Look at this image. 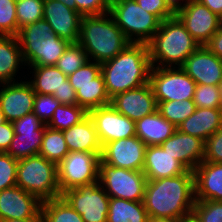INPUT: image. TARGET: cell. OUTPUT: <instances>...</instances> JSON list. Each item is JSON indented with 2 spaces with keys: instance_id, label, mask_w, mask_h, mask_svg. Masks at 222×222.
Returning a JSON list of instances; mask_svg holds the SVG:
<instances>
[{
  "instance_id": "1",
  "label": "cell",
  "mask_w": 222,
  "mask_h": 222,
  "mask_svg": "<svg viewBox=\"0 0 222 222\" xmlns=\"http://www.w3.org/2000/svg\"><path fill=\"white\" fill-rule=\"evenodd\" d=\"M195 201L194 171L147 180L143 203L149 218L180 219L193 212Z\"/></svg>"
},
{
  "instance_id": "2",
  "label": "cell",
  "mask_w": 222,
  "mask_h": 222,
  "mask_svg": "<svg viewBox=\"0 0 222 222\" xmlns=\"http://www.w3.org/2000/svg\"><path fill=\"white\" fill-rule=\"evenodd\" d=\"M151 68L148 46L144 43H129L113 59L102 63L101 73L110 99L149 83Z\"/></svg>"
},
{
  "instance_id": "3",
  "label": "cell",
  "mask_w": 222,
  "mask_h": 222,
  "mask_svg": "<svg viewBox=\"0 0 222 222\" xmlns=\"http://www.w3.org/2000/svg\"><path fill=\"white\" fill-rule=\"evenodd\" d=\"M78 43L90 61L102 64L113 59L130 42L108 12L103 15L82 16Z\"/></svg>"
},
{
  "instance_id": "4",
  "label": "cell",
  "mask_w": 222,
  "mask_h": 222,
  "mask_svg": "<svg viewBox=\"0 0 222 222\" xmlns=\"http://www.w3.org/2000/svg\"><path fill=\"white\" fill-rule=\"evenodd\" d=\"M147 46L152 67H181L200 45L174 15L160 23Z\"/></svg>"
},
{
  "instance_id": "5",
  "label": "cell",
  "mask_w": 222,
  "mask_h": 222,
  "mask_svg": "<svg viewBox=\"0 0 222 222\" xmlns=\"http://www.w3.org/2000/svg\"><path fill=\"white\" fill-rule=\"evenodd\" d=\"M17 38L27 67L55 66L70 44L56 35L45 19L21 28Z\"/></svg>"
},
{
  "instance_id": "6",
  "label": "cell",
  "mask_w": 222,
  "mask_h": 222,
  "mask_svg": "<svg viewBox=\"0 0 222 222\" xmlns=\"http://www.w3.org/2000/svg\"><path fill=\"white\" fill-rule=\"evenodd\" d=\"M16 184L41 202L61 196L57 165L39 154L18 160Z\"/></svg>"
},
{
  "instance_id": "7",
  "label": "cell",
  "mask_w": 222,
  "mask_h": 222,
  "mask_svg": "<svg viewBox=\"0 0 222 222\" xmlns=\"http://www.w3.org/2000/svg\"><path fill=\"white\" fill-rule=\"evenodd\" d=\"M109 13L130 43L147 44L161 23L135 0H111Z\"/></svg>"
},
{
  "instance_id": "8",
  "label": "cell",
  "mask_w": 222,
  "mask_h": 222,
  "mask_svg": "<svg viewBox=\"0 0 222 222\" xmlns=\"http://www.w3.org/2000/svg\"><path fill=\"white\" fill-rule=\"evenodd\" d=\"M99 182L110 198L143 202L147 178L142 171L99 162Z\"/></svg>"
},
{
  "instance_id": "9",
  "label": "cell",
  "mask_w": 222,
  "mask_h": 222,
  "mask_svg": "<svg viewBox=\"0 0 222 222\" xmlns=\"http://www.w3.org/2000/svg\"><path fill=\"white\" fill-rule=\"evenodd\" d=\"M101 154L102 152H69L57 165L61 194L68 189L98 181Z\"/></svg>"
},
{
  "instance_id": "10",
  "label": "cell",
  "mask_w": 222,
  "mask_h": 222,
  "mask_svg": "<svg viewBox=\"0 0 222 222\" xmlns=\"http://www.w3.org/2000/svg\"><path fill=\"white\" fill-rule=\"evenodd\" d=\"M149 83L156 102L193 99L197 86L181 67H152Z\"/></svg>"
},
{
  "instance_id": "11",
  "label": "cell",
  "mask_w": 222,
  "mask_h": 222,
  "mask_svg": "<svg viewBox=\"0 0 222 222\" xmlns=\"http://www.w3.org/2000/svg\"><path fill=\"white\" fill-rule=\"evenodd\" d=\"M61 196L81 215L84 222H107L110 197L100 186L99 180L68 189Z\"/></svg>"
},
{
  "instance_id": "12",
  "label": "cell",
  "mask_w": 222,
  "mask_h": 222,
  "mask_svg": "<svg viewBox=\"0 0 222 222\" xmlns=\"http://www.w3.org/2000/svg\"><path fill=\"white\" fill-rule=\"evenodd\" d=\"M12 124L15 135L6 153L17 160L38 155L46 124L33 112Z\"/></svg>"
},
{
  "instance_id": "13",
  "label": "cell",
  "mask_w": 222,
  "mask_h": 222,
  "mask_svg": "<svg viewBox=\"0 0 222 222\" xmlns=\"http://www.w3.org/2000/svg\"><path fill=\"white\" fill-rule=\"evenodd\" d=\"M102 147L109 142L136 136V122L116 111L111 104L88 112Z\"/></svg>"
},
{
  "instance_id": "14",
  "label": "cell",
  "mask_w": 222,
  "mask_h": 222,
  "mask_svg": "<svg viewBox=\"0 0 222 222\" xmlns=\"http://www.w3.org/2000/svg\"><path fill=\"white\" fill-rule=\"evenodd\" d=\"M175 15L200 46H205L221 26V17L198 0H189Z\"/></svg>"
},
{
  "instance_id": "15",
  "label": "cell",
  "mask_w": 222,
  "mask_h": 222,
  "mask_svg": "<svg viewBox=\"0 0 222 222\" xmlns=\"http://www.w3.org/2000/svg\"><path fill=\"white\" fill-rule=\"evenodd\" d=\"M146 144L137 136L106 143L101 160L110 165L133 171H142Z\"/></svg>"
},
{
  "instance_id": "16",
  "label": "cell",
  "mask_w": 222,
  "mask_h": 222,
  "mask_svg": "<svg viewBox=\"0 0 222 222\" xmlns=\"http://www.w3.org/2000/svg\"><path fill=\"white\" fill-rule=\"evenodd\" d=\"M35 94L31 84L22 79L0 84V109L6 120L14 122L32 113Z\"/></svg>"
},
{
  "instance_id": "17",
  "label": "cell",
  "mask_w": 222,
  "mask_h": 222,
  "mask_svg": "<svg viewBox=\"0 0 222 222\" xmlns=\"http://www.w3.org/2000/svg\"><path fill=\"white\" fill-rule=\"evenodd\" d=\"M110 104L116 111L135 122L157 110L150 83L115 95Z\"/></svg>"
},
{
  "instance_id": "18",
  "label": "cell",
  "mask_w": 222,
  "mask_h": 222,
  "mask_svg": "<svg viewBox=\"0 0 222 222\" xmlns=\"http://www.w3.org/2000/svg\"><path fill=\"white\" fill-rule=\"evenodd\" d=\"M181 68L197 85H219L222 81V60L206 46H199L191 53Z\"/></svg>"
},
{
  "instance_id": "19",
  "label": "cell",
  "mask_w": 222,
  "mask_h": 222,
  "mask_svg": "<svg viewBox=\"0 0 222 222\" xmlns=\"http://www.w3.org/2000/svg\"><path fill=\"white\" fill-rule=\"evenodd\" d=\"M82 16L56 0H45L43 19L51 26L52 30L60 38L69 43H78L80 35V22Z\"/></svg>"
},
{
  "instance_id": "20",
  "label": "cell",
  "mask_w": 222,
  "mask_h": 222,
  "mask_svg": "<svg viewBox=\"0 0 222 222\" xmlns=\"http://www.w3.org/2000/svg\"><path fill=\"white\" fill-rule=\"evenodd\" d=\"M165 152L178 160L187 170L194 169L203 162L205 156V141L196 136L175 130L173 135L161 145Z\"/></svg>"
},
{
  "instance_id": "21",
  "label": "cell",
  "mask_w": 222,
  "mask_h": 222,
  "mask_svg": "<svg viewBox=\"0 0 222 222\" xmlns=\"http://www.w3.org/2000/svg\"><path fill=\"white\" fill-rule=\"evenodd\" d=\"M41 204L36 196L19 186L4 189L0 191V220L35 217L41 211Z\"/></svg>"
},
{
  "instance_id": "22",
  "label": "cell",
  "mask_w": 222,
  "mask_h": 222,
  "mask_svg": "<svg viewBox=\"0 0 222 222\" xmlns=\"http://www.w3.org/2000/svg\"><path fill=\"white\" fill-rule=\"evenodd\" d=\"M187 169L160 145L146 146L142 172L147 180L184 174Z\"/></svg>"
},
{
  "instance_id": "23",
  "label": "cell",
  "mask_w": 222,
  "mask_h": 222,
  "mask_svg": "<svg viewBox=\"0 0 222 222\" xmlns=\"http://www.w3.org/2000/svg\"><path fill=\"white\" fill-rule=\"evenodd\" d=\"M196 201H222V163L203 161L194 169Z\"/></svg>"
},
{
  "instance_id": "24",
  "label": "cell",
  "mask_w": 222,
  "mask_h": 222,
  "mask_svg": "<svg viewBox=\"0 0 222 222\" xmlns=\"http://www.w3.org/2000/svg\"><path fill=\"white\" fill-rule=\"evenodd\" d=\"M222 127V108H196L177 130L206 141Z\"/></svg>"
},
{
  "instance_id": "25",
  "label": "cell",
  "mask_w": 222,
  "mask_h": 222,
  "mask_svg": "<svg viewBox=\"0 0 222 222\" xmlns=\"http://www.w3.org/2000/svg\"><path fill=\"white\" fill-rule=\"evenodd\" d=\"M177 129L157 110L136 121V136L146 146L161 145L170 138Z\"/></svg>"
},
{
  "instance_id": "26",
  "label": "cell",
  "mask_w": 222,
  "mask_h": 222,
  "mask_svg": "<svg viewBox=\"0 0 222 222\" xmlns=\"http://www.w3.org/2000/svg\"><path fill=\"white\" fill-rule=\"evenodd\" d=\"M69 152H102V145L89 115L80 123L63 131Z\"/></svg>"
},
{
  "instance_id": "27",
  "label": "cell",
  "mask_w": 222,
  "mask_h": 222,
  "mask_svg": "<svg viewBox=\"0 0 222 222\" xmlns=\"http://www.w3.org/2000/svg\"><path fill=\"white\" fill-rule=\"evenodd\" d=\"M22 65L26 66L17 36L0 35V84L16 82Z\"/></svg>"
},
{
  "instance_id": "28",
  "label": "cell",
  "mask_w": 222,
  "mask_h": 222,
  "mask_svg": "<svg viewBox=\"0 0 222 222\" xmlns=\"http://www.w3.org/2000/svg\"><path fill=\"white\" fill-rule=\"evenodd\" d=\"M28 69L32 70V77L27 81L35 93L53 95L54 92L71 86L68 77L56 66H31Z\"/></svg>"
},
{
  "instance_id": "29",
  "label": "cell",
  "mask_w": 222,
  "mask_h": 222,
  "mask_svg": "<svg viewBox=\"0 0 222 222\" xmlns=\"http://www.w3.org/2000/svg\"><path fill=\"white\" fill-rule=\"evenodd\" d=\"M71 86L76 91L77 104L87 112L111 103L102 73L95 77L90 84Z\"/></svg>"
},
{
  "instance_id": "30",
  "label": "cell",
  "mask_w": 222,
  "mask_h": 222,
  "mask_svg": "<svg viewBox=\"0 0 222 222\" xmlns=\"http://www.w3.org/2000/svg\"><path fill=\"white\" fill-rule=\"evenodd\" d=\"M143 202L110 198L107 222H148Z\"/></svg>"
},
{
  "instance_id": "31",
  "label": "cell",
  "mask_w": 222,
  "mask_h": 222,
  "mask_svg": "<svg viewBox=\"0 0 222 222\" xmlns=\"http://www.w3.org/2000/svg\"><path fill=\"white\" fill-rule=\"evenodd\" d=\"M41 214L43 222H84L62 196L43 201Z\"/></svg>"
},
{
  "instance_id": "32",
  "label": "cell",
  "mask_w": 222,
  "mask_h": 222,
  "mask_svg": "<svg viewBox=\"0 0 222 222\" xmlns=\"http://www.w3.org/2000/svg\"><path fill=\"white\" fill-rule=\"evenodd\" d=\"M68 153L63 131L46 125L39 155L58 165Z\"/></svg>"
},
{
  "instance_id": "33",
  "label": "cell",
  "mask_w": 222,
  "mask_h": 222,
  "mask_svg": "<svg viewBox=\"0 0 222 222\" xmlns=\"http://www.w3.org/2000/svg\"><path fill=\"white\" fill-rule=\"evenodd\" d=\"M88 116V112L79 106L60 104L54 111L52 119L47 124L48 127L64 131L78 123Z\"/></svg>"
},
{
  "instance_id": "34",
  "label": "cell",
  "mask_w": 222,
  "mask_h": 222,
  "mask_svg": "<svg viewBox=\"0 0 222 222\" xmlns=\"http://www.w3.org/2000/svg\"><path fill=\"white\" fill-rule=\"evenodd\" d=\"M196 108L193 99L157 102V111L176 127L191 116Z\"/></svg>"
},
{
  "instance_id": "35",
  "label": "cell",
  "mask_w": 222,
  "mask_h": 222,
  "mask_svg": "<svg viewBox=\"0 0 222 222\" xmlns=\"http://www.w3.org/2000/svg\"><path fill=\"white\" fill-rule=\"evenodd\" d=\"M88 60L87 53L79 43H70L55 66L68 77Z\"/></svg>"
},
{
  "instance_id": "36",
  "label": "cell",
  "mask_w": 222,
  "mask_h": 222,
  "mask_svg": "<svg viewBox=\"0 0 222 222\" xmlns=\"http://www.w3.org/2000/svg\"><path fill=\"white\" fill-rule=\"evenodd\" d=\"M45 0H23L16 3V15L19 31L28 24L43 19Z\"/></svg>"
},
{
  "instance_id": "37",
  "label": "cell",
  "mask_w": 222,
  "mask_h": 222,
  "mask_svg": "<svg viewBox=\"0 0 222 222\" xmlns=\"http://www.w3.org/2000/svg\"><path fill=\"white\" fill-rule=\"evenodd\" d=\"M18 33L16 3L13 0H0V35L17 36Z\"/></svg>"
},
{
  "instance_id": "38",
  "label": "cell",
  "mask_w": 222,
  "mask_h": 222,
  "mask_svg": "<svg viewBox=\"0 0 222 222\" xmlns=\"http://www.w3.org/2000/svg\"><path fill=\"white\" fill-rule=\"evenodd\" d=\"M197 108H221L219 85L198 84L193 96Z\"/></svg>"
},
{
  "instance_id": "39",
  "label": "cell",
  "mask_w": 222,
  "mask_h": 222,
  "mask_svg": "<svg viewBox=\"0 0 222 222\" xmlns=\"http://www.w3.org/2000/svg\"><path fill=\"white\" fill-rule=\"evenodd\" d=\"M193 213L201 222H222V201H195Z\"/></svg>"
},
{
  "instance_id": "40",
  "label": "cell",
  "mask_w": 222,
  "mask_h": 222,
  "mask_svg": "<svg viewBox=\"0 0 222 222\" xmlns=\"http://www.w3.org/2000/svg\"><path fill=\"white\" fill-rule=\"evenodd\" d=\"M17 164V159L6 152H0V191L17 186Z\"/></svg>"
},
{
  "instance_id": "41",
  "label": "cell",
  "mask_w": 222,
  "mask_h": 222,
  "mask_svg": "<svg viewBox=\"0 0 222 222\" xmlns=\"http://www.w3.org/2000/svg\"><path fill=\"white\" fill-rule=\"evenodd\" d=\"M61 103L49 94H35L33 113L36 114L46 125L52 119L55 109Z\"/></svg>"
},
{
  "instance_id": "42",
  "label": "cell",
  "mask_w": 222,
  "mask_h": 222,
  "mask_svg": "<svg viewBox=\"0 0 222 222\" xmlns=\"http://www.w3.org/2000/svg\"><path fill=\"white\" fill-rule=\"evenodd\" d=\"M101 73V64L88 60L82 67L68 76L71 85H86Z\"/></svg>"
},
{
  "instance_id": "43",
  "label": "cell",
  "mask_w": 222,
  "mask_h": 222,
  "mask_svg": "<svg viewBox=\"0 0 222 222\" xmlns=\"http://www.w3.org/2000/svg\"><path fill=\"white\" fill-rule=\"evenodd\" d=\"M111 0H75L81 16L103 15L109 12Z\"/></svg>"
},
{
  "instance_id": "44",
  "label": "cell",
  "mask_w": 222,
  "mask_h": 222,
  "mask_svg": "<svg viewBox=\"0 0 222 222\" xmlns=\"http://www.w3.org/2000/svg\"><path fill=\"white\" fill-rule=\"evenodd\" d=\"M203 161L222 163V127L205 141Z\"/></svg>"
},
{
  "instance_id": "45",
  "label": "cell",
  "mask_w": 222,
  "mask_h": 222,
  "mask_svg": "<svg viewBox=\"0 0 222 222\" xmlns=\"http://www.w3.org/2000/svg\"><path fill=\"white\" fill-rule=\"evenodd\" d=\"M145 11L154 14L161 22L173 17L175 14L163 0H135Z\"/></svg>"
},
{
  "instance_id": "46",
  "label": "cell",
  "mask_w": 222,
  "mask_h": 222,
  "mask_svg": "<svg viewBox=\"0 0 222 222\" xmlns=\"http://www.w3.org/2000/svg\"><path fill=\"white\" fill-rule=\"evenodd\" d=\"M15 132L12 122L0 124V152H6L14 138Z\"/></svg>"
},
{
  "instance_id": "47",
  "label": "cell",
  "mask_w": 222,
  "mask_h": 222,
  "mask_svg": "<svg viewBox=\"0 0 222 222\" xmlns=\"http://www.w3.org/2000/svg\"><path fill=\"white\" fill-rule=\"evenodd\" d=\"M53 96L64 105H75L77 104L76 91L72 86L69 88H62L59 92H54Z\"/></svg>"
},
{
  "instance_id": "48",
  "label": "cell",
  "mask_w": 222,
  "mask_h": 222,
  "mask_svg": "<svg viewBox=\"0 0 222 222\" xmlns=\"http://www.w3.org/2000/svg\"><path fill=\"white\" fill-rule=\"evenodd\" d=\"M205 46L222 60V25Z\"/></svg>"
},
{
  "instance_id": "49",
  "label": "cell",
  "mask_w": 222,
  "mask_h": 222,
  "mask_svg": "<svg viewBox=\"0 0 222 222\" xmlns=\"http://www.w3.org/2000/svg\"><path fill=\"white\" fill-rule=\"evenodd\" d=\"M201 4L208 7L213 13L222 17V0H198Z\"/></svg>"
},
{
  "instance_id": "50",
  "label": "cell",
  "mask_w": 222,
  "mask_h": 222,
  "mask_svg": "<svg viewBox=\"0 0 222 222\" xmlns=\"http://www.w3.org/2000/svg\"><path fill=\"white\" fill-rule=\"evenodd\" d=\"M169 9L176 14L179 10L183 9L189 0H163ZM184 2V4H183Z\"/></svg>"
},
{
  "instance_id": "51",
  "label": "cell",
  "mask_w": 222,
  "mask_h": 222,
  "mask_svg": "<svg viewBox=\"0 0 222 222\" xmlns=\"http://www.w3.org/2000/svg\"><path fill=\"white\" fill-rule=\"evenodd\" d=\"M0 222H43V217L41 214V211L32 218L27 219H6V220H0Z\"/></svg>"
},
{
  "instance_id": "52",
  "label": "cell",
  "mask_w": 222,
  "mask_h": 222,
  "mask_svg": "<svg viewBox=\"0 0 222 222\" xmlns=\"http://www.w3.org/2000/svg\"><path fill=\"white\" fill-rule=\"evenodd\" d=\"M179 222H201L197 216L192 212L189 215H186L179 219Z\"/></svg>"
},
{
  "instance_id": "53",
  "label": "cell",
  "mask_w": 222,
  "mask_h": 222,
  "mask_svg": "<svg viewBox=\"0 0 222 222\" xmlns=\"http://www.w3.org/2000/svg\"><path fill=\"white\" fill-rule=\"evenodd\" d=\"M148 222H179V219H173V218H149Z\"/></svg>"
},
{
  "instance_id": "54",
  "label": "cell",
  "mask_w": 222,
  "mask_h": 222,
  "mask_svg": "<svg viewBox=\"0 0 222 222\" xmlns=\"http://www.w3.org/2000/svg\"><path fill=\"white\" fill-rule=\"evenodd\" d=\"M64 3L67 7L76 10L75 0H56Z\"/></svg>"
},
{
  "instance_id": "55",
  "label": "cell",
  "mask_w": 222,
  "mask_h": 222,
  "mask_svg": "<svg viewBox=\"0 0 222 222\" xmlns=\"http://www.w3.org/2000/svg\"><path fill=\"white\" fill-rule=\"evenodd\" d=\"M7 120L5 116L3 115L2 110L0 109V124L5 123Z\"/></svg>"
},
{
  "instance_id": "56",
  "label": "cell",
  "mask_w": 222,
  "mask_h": 222,
  "mask_svg": "<svg viewBox=\"0 0 222 222\" xmlns=\"http://www.w3.org/2000/svg\"><path fill=\"white\" fill-rule=\"evenodd\" d=\"M219 88H220V95H221V108H222V81L219 84Z\"/></svg>"
},
{
  "instance_id": "57",
  "label": "cell",
  "mask_w": 222,
  "mask_h": 222,
  "mask_svg": "<svg viewBox=\"0 0 222 222\" xmlns=\"http://www.w3.org/2000/svg\"><path fill=\"white\" fill-rule=\"evenodd\" d=\"M15 3H18V2H20V1H23V0H13Z\"/></svg>"
}]
</instances>
